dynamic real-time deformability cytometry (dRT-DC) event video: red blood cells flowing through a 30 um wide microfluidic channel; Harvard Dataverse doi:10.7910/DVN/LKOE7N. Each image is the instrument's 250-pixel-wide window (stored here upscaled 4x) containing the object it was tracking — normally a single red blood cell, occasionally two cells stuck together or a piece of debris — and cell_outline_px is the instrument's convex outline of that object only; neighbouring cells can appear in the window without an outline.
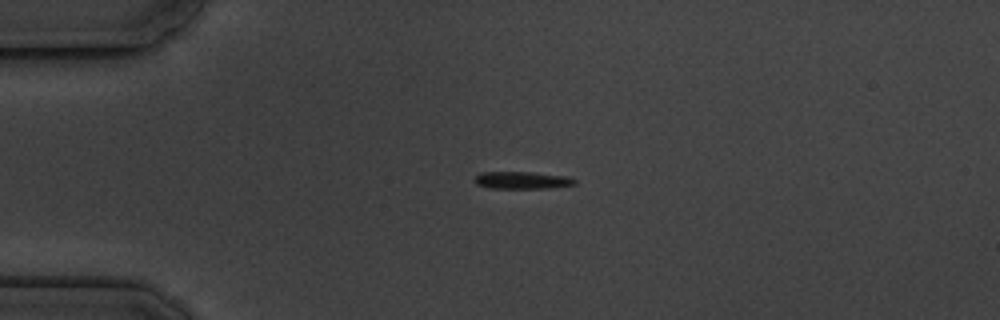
{"species": "common noctule bat (a hibernating species)", "species_latin": "Nyctalus noctula", "temperature_condition": "cold", "stored_images_in_passage": 4, "camera_frame_rate_fps": 3000, "um_per_image_px": 0.085, "animal": {"sex": "male", "body_mass_g": 19.5, "forearm_length_mm": 54.6}, "frame": {"image": 1, "passage_image": 3, "time_ms": 2.333, "image_size_px": [1000, 320], "cell_outline_px": [[576, 184], [552, 188], [492, 188], [476, 184], [476, 176], [480, 172], [532, 172], [568, 176], [576, 180]], "centroid_in_image_um": [44.43, 15.31], "position_along_channel_um": 40.6, "area_um2": 10.06}}